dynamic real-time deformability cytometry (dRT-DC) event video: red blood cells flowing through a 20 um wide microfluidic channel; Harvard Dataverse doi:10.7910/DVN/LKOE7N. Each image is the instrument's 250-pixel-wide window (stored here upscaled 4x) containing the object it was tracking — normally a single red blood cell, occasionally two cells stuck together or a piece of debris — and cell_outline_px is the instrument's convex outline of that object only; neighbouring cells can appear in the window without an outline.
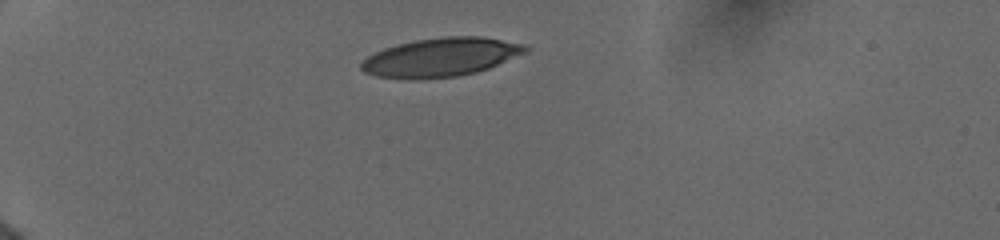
{"species": "human", "species_latin": "Homo sapiens", "temperature_condition": "cold", "stored_images_in_passage": 9, "camera_frame_rate_fps": 3000, "um_per_image_px": 0.085, "donor": {"sex": "female"}, "frame": {"image": 1, "passage_image": 1, "time_ms": 0.0, "image_size_px": [1000, 240], "cell_outline_px": [[528, 52], [488, 68], [476, 72], [456, 76], [424, 80], [408, 80], [376, 76], [364, 72], [360, 68], [360, 60], [384, 48], [396, 44], [416, 40], [444, 36], [480, 36], [524, 44], [528, 48]], "centroid_in_image_um": [37.42, 4.88], "position_along_channel_um": 47.6, "area_um2": 37.34}}